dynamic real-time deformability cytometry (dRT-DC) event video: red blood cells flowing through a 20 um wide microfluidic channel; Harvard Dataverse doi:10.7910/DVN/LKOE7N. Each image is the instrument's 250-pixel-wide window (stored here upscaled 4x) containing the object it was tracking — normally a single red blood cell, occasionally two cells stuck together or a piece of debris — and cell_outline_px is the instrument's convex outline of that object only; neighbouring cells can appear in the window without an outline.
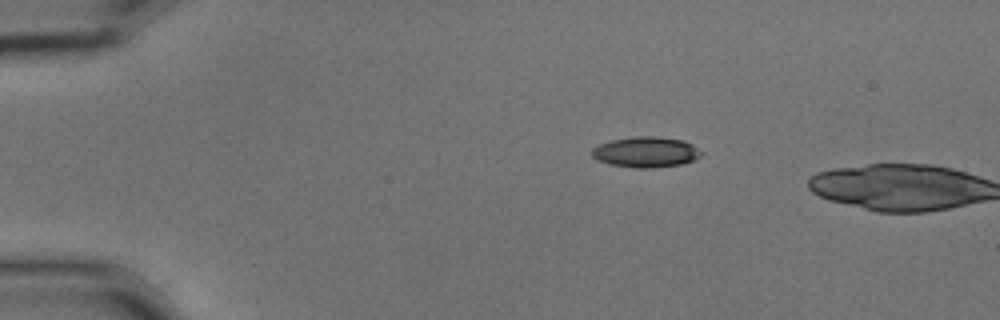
{"species": "common noctule bat (a hibernating species)", "species_latin": "Nyctalus noctula", "temperature_condition": "cold", "stored_images_in_passage": 2, "camera_frame_rate_fps": 3000, "um_per_image_px": 0.085, "animal": {"sex": "male", "body_mass_g": 15.6}, "frame": {"image": 1, "passage_image": 1, "time_ms": 0.0, "image_size_px": [1000, 320], "cell_outline_px": [[704, 152], [700, 156], [692, 160], [680, 164], [648, 168], [636, 168], [612, 164], [596, 160], [592, 156], [592, 148], [600, 144], [612, 140], [632, 136], [660, 136], [684, 140], [692, 144]], "centroid_in_image_um": [54.91, 12.9], "position_along_channel_um": 30.1, "area_um2": 19.48}}